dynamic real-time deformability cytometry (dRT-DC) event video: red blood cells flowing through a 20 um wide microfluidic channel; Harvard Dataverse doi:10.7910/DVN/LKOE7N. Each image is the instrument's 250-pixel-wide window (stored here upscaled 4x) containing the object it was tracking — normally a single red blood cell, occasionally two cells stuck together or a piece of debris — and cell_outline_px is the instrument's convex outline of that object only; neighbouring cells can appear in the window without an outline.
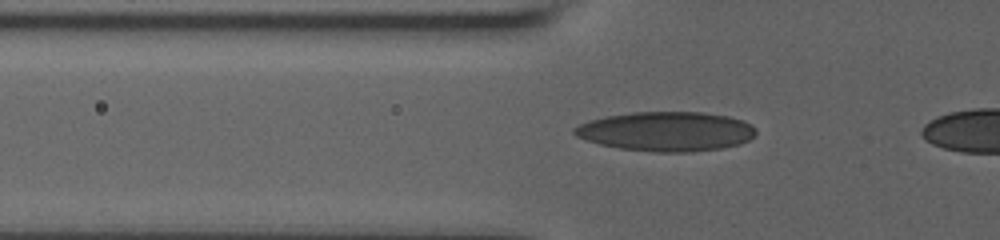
{"species": "human", "species_latin": "Homo sapiens", "temperature_condition": "room temperature", "stored_images_in_passage": 6, "camera_frame_rate_fps": 3000, "um_per_image_px": 0.085, "donor": {"sex": "male"}, "frame": {"image": 1, "passage_image": 3, "time_ms": 0.667, "image_size_px": [1000, 240], "cell_outline_px": [[756, 132], [748, 140], [740, 144], [724, 148], [692, 152], [652, 152], [620, 148], [600, 144], [576, 136], [572, 132], [572, 128], [580, 124], [592, 120], [608, 116], [632, 112], [704, 112], [728, 116], [744, 120], [752, 124], [756, 128]], "centroid_in_image_um": [56.68, 11.17], "position_along_channel_um": 69.1, "area_um2": 41.85}}